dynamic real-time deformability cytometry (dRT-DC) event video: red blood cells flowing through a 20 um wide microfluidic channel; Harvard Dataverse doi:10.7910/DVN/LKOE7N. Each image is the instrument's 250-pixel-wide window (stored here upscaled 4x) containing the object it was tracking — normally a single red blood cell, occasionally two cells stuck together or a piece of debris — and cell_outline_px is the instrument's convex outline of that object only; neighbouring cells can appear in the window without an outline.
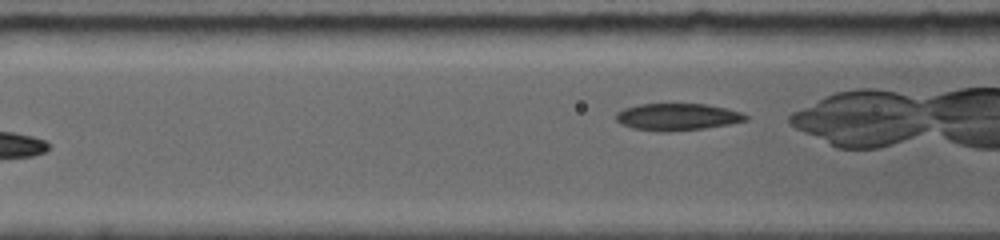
{"species": "common noctule bat (a hibernating species)", "species_latin": "Nyctalus noctula", "temperature_condition": "room temperature", "stored_images_in_passage": 66, "camera_frame_rate_fps": 5000, "um_per_image_px": 0.085, "animal": {"sex": "female", "body_mass_g": 19.0, "forearm_length_mm": 56.7}, "frame": {"image": 1, "passage_image": 7, "time_ms": 0.8, "image_size_px": [1000, 240], "cell_outline_px": [[748, 120], [728, 124], [704, 128], [668, 132], [660, 132], [632, 128], [620, 124], [616, 120], [616, 112], [624, 108], [640, 104], [708, 104], [740, 112], [748, 116]], "centroid_in_image_um": [57.53, 9.94], "position_along_channel_um": 109.1, "area_um2": 20.4}}
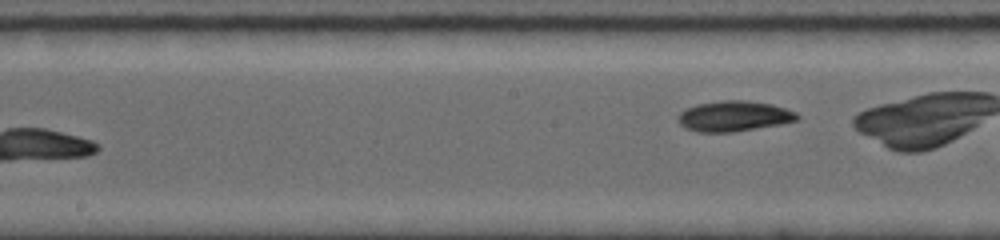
{"frame": {"image": 2, "passage_image": 22, "time_ms": 2.8, "image_size_px": [1000, 240], "cell_outline_px": [[800, 116], [796, 120], [780, 124], [732, 132], [696, 132], [684, 128], [676, 120], [676, 116], [684, 108], [696, 104], [724, 100], [748, 100], [772, 104], [796, 112]], "centroid_in_image_um": [62.32, 9.87], "position_along_channel_um": 185.9, "area_um2": 21.33}}
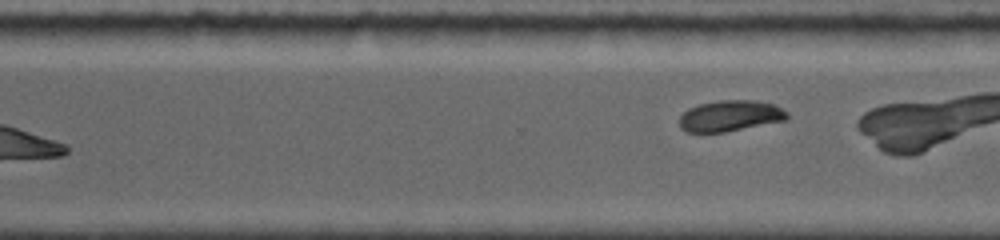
{"frame": {"image": 3, "passage_image": 44, "time_ms": 6.0, "image_size_px": [1000, 240], "cell_outline_px": [[788, 116], [784, 120], [724, 132], [688, 132], [680, 128], [680, 116], [688, 108], [700, 104], [720, 100], [752, 100], [772, 104], [788, 112]], "centroid_in_image_um": [62.03, 9.84], "position_along_channel_um": 308.6, "area_um2": 19.13}}